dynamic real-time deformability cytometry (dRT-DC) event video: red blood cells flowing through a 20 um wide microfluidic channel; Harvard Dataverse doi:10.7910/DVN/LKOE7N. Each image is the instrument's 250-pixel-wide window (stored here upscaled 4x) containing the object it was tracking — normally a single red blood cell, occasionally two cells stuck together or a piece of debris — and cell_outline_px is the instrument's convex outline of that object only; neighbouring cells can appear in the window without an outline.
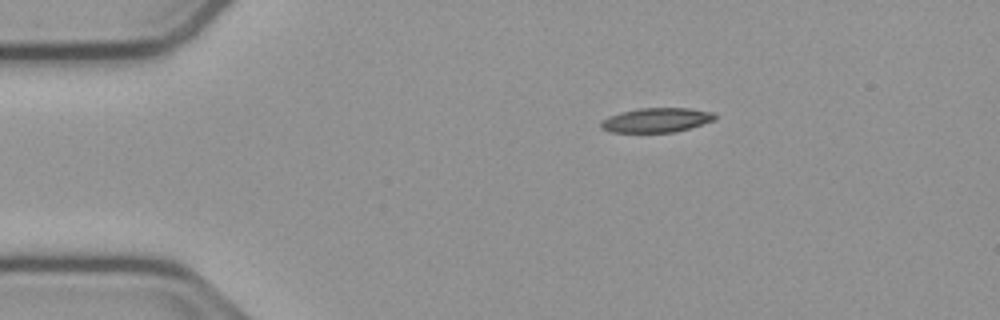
{"species": "common noctule bat (a hibernating species)", "species_latin": "Nyctalus noctula", "temperature_condition": "cold", "stored_images_in_passage": 46, "camera_frame_rate_fps": 3000, "um_per_image_px": 0.085, "animal": {"sex": "male", "body_mass_g": 23.1, "forearm_length_mm": 52.7}, "frame": {"image": 1, "passage_image": 1, "time_ms": 0.0, "image_size_px": [1000, 320], "cell_outline_px": [[716, 120], [676, 132], [612, 132], [600, 128], [600, 120], [608, 116], [620, 112], [640, 108], [688, 108], [712, 112], [716, 116]], "centroid_in_image_um": [55.77, 10.21], "position_along_channel_um": 29.2, "area_um2": 16.3}}
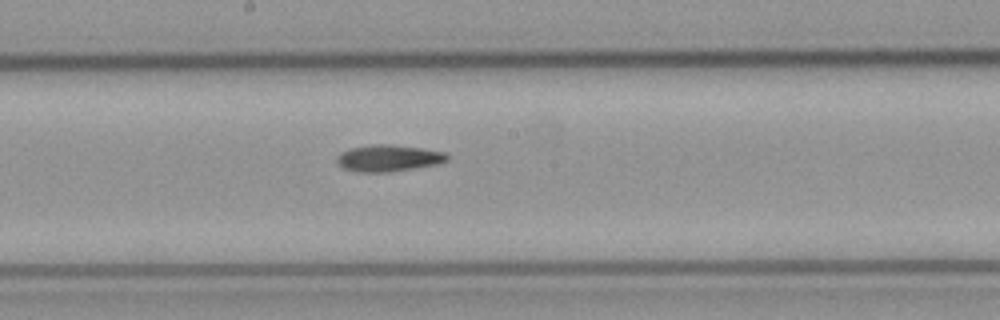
{"frame": {"image": 2, "passage_image": 20, "time_ms": 6.333, "image_size_px": [1000, 320], "cell_outline_px": [[448, 160], [436, 164], [388, 172], [360, 172], [344, 168], [336, 160], [336, 156], [340, 152], [352, 148], [372, 144], [388, 144], [420, 148], [444, 152], [448, 156]], "centroid_in_image_um": [32.99, 13.43], "position_along_channel_um": 215.2, "area_um2": 16.82}}
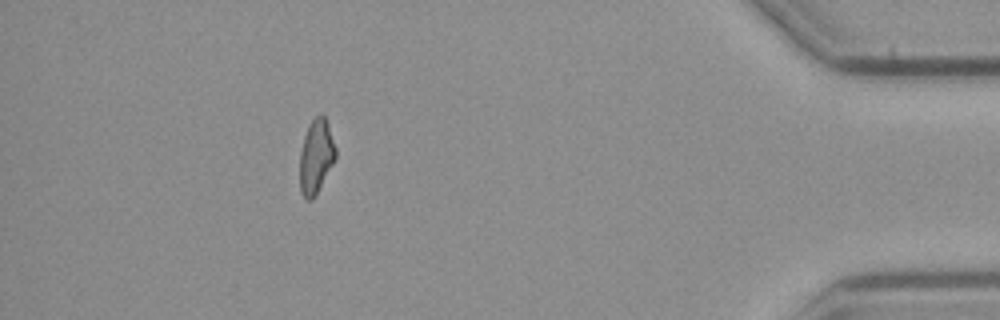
{"frame": {"image": 3, "passage_image": 40, "time_ms": 13.0, "image_size_px": [1000, 320], "cell_outline_px": [[336, 156], [332, 164], [312, 200], [308, 200], [300, 192], [300, 152], [304, 136], [308, 124], [320, 112], [324, 116], [328, 124], [336, 148]], "centroid_in_image_um": [26.85, 13.25], "position_along_channel_um": 408.3, "area_um2": 15.26}, "authors_computed_cell_mechanics": {"area_um2": 16.3863, "velocity_mm_per_s": 3.7641, "shape_relaxation_time_tau1_ms": 6.9284, "shape_relaxation_time_tau2_ms": null, "deformation_change_tau1": 0.1994, "deformation_change_tau2": null}}